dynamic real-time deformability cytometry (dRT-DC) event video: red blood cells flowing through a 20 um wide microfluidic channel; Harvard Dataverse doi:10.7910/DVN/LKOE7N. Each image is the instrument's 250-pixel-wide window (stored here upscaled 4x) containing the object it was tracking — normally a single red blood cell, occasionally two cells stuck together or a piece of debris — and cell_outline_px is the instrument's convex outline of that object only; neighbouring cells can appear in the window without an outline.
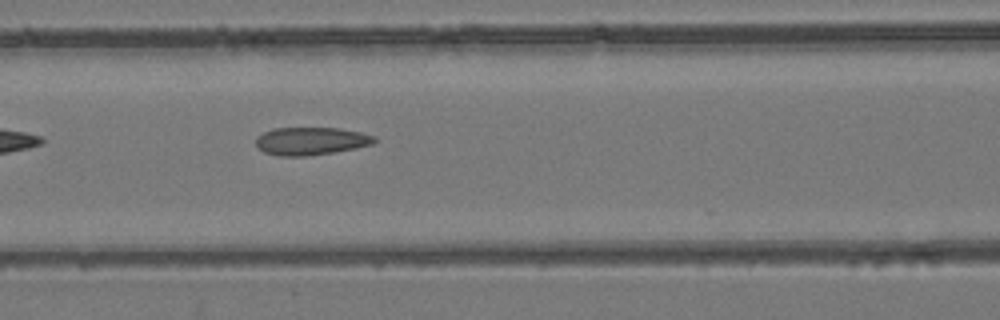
{"species": "common noctule bat (a hibernating species)", "species_latin": "Nyctalus noctula", "temperature_condition": "room temperature", "stored_images_in_passage": 3, "camera_frame_rate_fps": 3000, "um_per_image_px": 0.085, "animal": {"sex": "female", "body_mass_g": 24.6, "forearm_length_mm": 56.2}, "frame": {"image": 1, "passage_image": 3, "time_ms": 2.333, "image_size_px": [1000, 320], "cell_outline_px": [[376, 140], [372, 144], [356, 148], [308, 156], [280, 156], [264, 152], [256, 144], [256, 136], [272, 128], [340, 128], [360, 132], [376, 136]], "centroid_in_image_um": [26.43, 11.98], "position_along_channel_um": 140.2, "area_um2": 19.19}}